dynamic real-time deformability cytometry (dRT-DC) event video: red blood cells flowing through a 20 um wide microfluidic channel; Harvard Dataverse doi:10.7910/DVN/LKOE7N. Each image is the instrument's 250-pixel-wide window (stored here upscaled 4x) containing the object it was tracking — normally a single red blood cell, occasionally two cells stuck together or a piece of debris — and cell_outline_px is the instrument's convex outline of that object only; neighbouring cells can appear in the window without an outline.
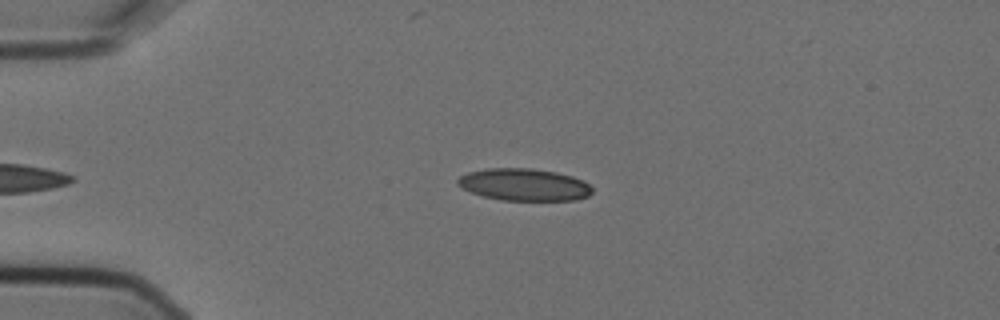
{"species": "Egyptian fruit bat (a non-hibernating species)", "species_latin": "Rousettus aegyptiacus", "temperature_condition": "cold", "stored_images_in_passage": 4, "camera_frame_rate_fps": 3000, "um_per_image_px": 0.085, "animal": {"sex": "female"}, "frame": {"image": 1, "passage_image": 4, "time_ms": 1.0, "image_size_px": [1000, 320], "cell_outline_px": [[592, 192], [588, 196], [576, 200], [500, 200], [484, 196], [472, 192], [456, 184], [456, 180], [460, 176], [468, 172], [488, 168], [532, 168], [556, 172], [572, 176], [584, 180], [592, 188]], "centroid_in_image_um": [44.56, 15.69], "position_along_channel_um": 40.4, "area_um2": 25.2}}